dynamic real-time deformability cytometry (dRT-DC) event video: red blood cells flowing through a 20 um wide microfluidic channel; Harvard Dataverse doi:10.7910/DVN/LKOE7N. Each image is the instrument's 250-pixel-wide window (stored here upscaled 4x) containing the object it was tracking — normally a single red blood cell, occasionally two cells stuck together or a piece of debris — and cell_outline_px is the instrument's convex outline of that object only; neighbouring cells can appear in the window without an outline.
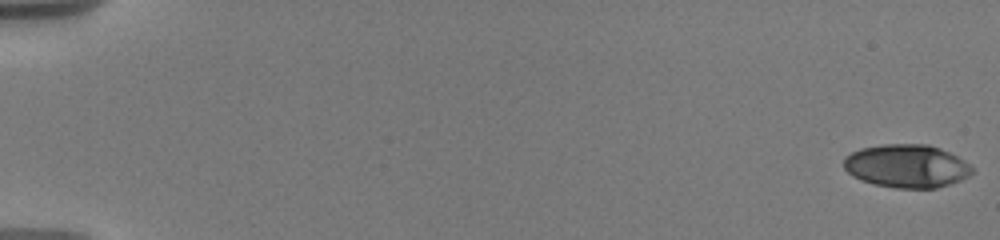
{"species": "human", "species_latin": "Homo sapiens", "temperature_condition": "warm", "stored_images_in_passage": 51, "camera_frame_rate_fps": 3000, "um_per_image_px": 0.085, "donor": {"sex": "male"}, "frame": {"image": 1, "passage_image": 1, "time_ms": 0.0, "image_size_px": [1000, 240], "cell_outline_px": [[972, 172], [968, 176], [960, 180], [936, 188], [896, 188], [876, 184], [852, 176], [844, 168], [844, 160], [852, 152], [860, 148], [884, 144], [928, 144], [940, 148], [964, 160], [972, 168]], "centroid_in_image_um": [77.07, 14.1], "position_along_channel_um": 7.9, "area_um2": 31.96}}
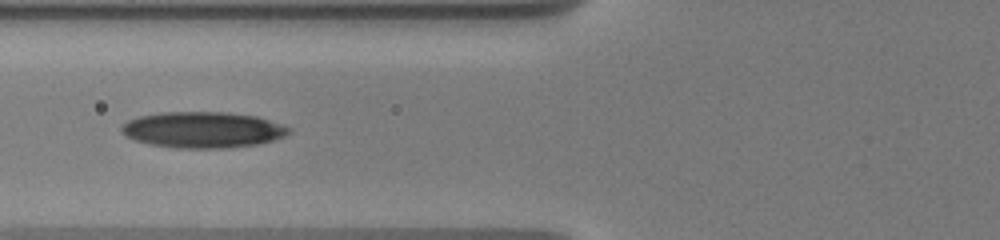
{"frame": {"image": 2, "passage_image": 21, "time_ms": 7.667, "image_size_px": [1000, 240], "cell_outline_px": [[292, 128], [284, 136], [272, 140], [256, 144], [228, 148], [176, 148], [148, 144], [136, 140], [120, 132], [120, 128], [128, 120], [140, 116], [160, 112], [224, 112], [256, 116]], "centroid_in_image_um": [17.2, 11.03], "position_along_channel_um": 108.6, "area_um2": 34.97}}
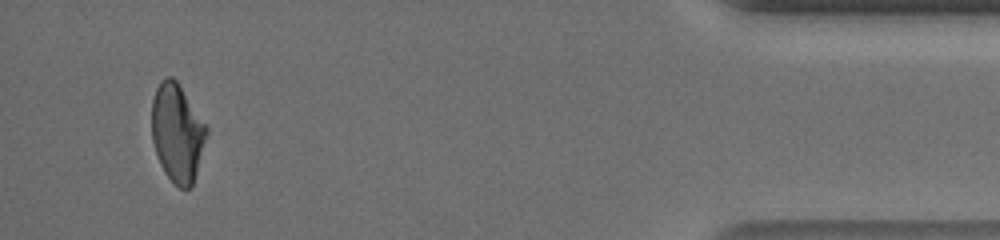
{"frame": {"image": 3, "passage_image": 49, "time_ms": 17.667, "image_size_px": [1000, 240], "cell_outline_px": [[208, 136], [192, 184], [188, 188], [180, 188], [168, 176], [160, 164], [152, 140], [152, 100], [156, 88], [160, 80], [168, 76], [172, 76], [176, 80], [208, 128]], "centroid_in_image_um": [15.06, 11.26], "position_along_channel_um": 420.1, "area_um2": 30.98}, "authors_computed_cell_mechanics": {"area_um2": 32.4836, "velocity_mm_per_s": 3.7048, "shape_relaxation_time_tau1_ms": 7.1904, "shape_relaxation_time_tau2_ms": 4.8084, "deformation_change_tau1": 0.1847, "deformation_change_tau2": 0.1184}}